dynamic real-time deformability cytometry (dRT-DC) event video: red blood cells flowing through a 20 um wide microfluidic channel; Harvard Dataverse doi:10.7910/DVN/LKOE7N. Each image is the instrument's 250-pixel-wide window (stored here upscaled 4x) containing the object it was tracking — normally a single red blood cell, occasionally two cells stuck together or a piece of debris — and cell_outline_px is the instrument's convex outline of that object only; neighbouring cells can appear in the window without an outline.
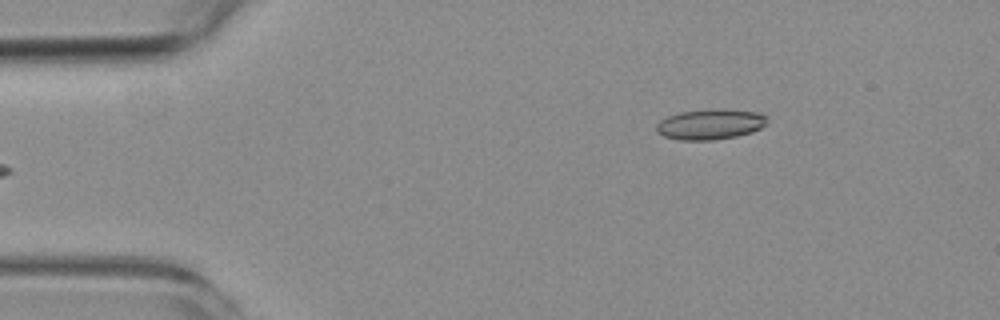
{"species": "common noctule bat (a hibernating species)", "species_latin": "Nyctalus noctula", "temperature_condition": "room temperature", "stored_images_in_passage": 6, "camera_frame_rate_fps": 3000, "um_per_image_px": 0.085, "animal": {"sex": "female", "body_mass_g": 19.3, "forearm_length_mm": 54.1}, "frame": {"image": 1, "passage_image": 6, "time_ms": 5.667, "image_size_px": [1000, 320], "cell_outline_px": [[768, 120], [760, 128], [752, 132], [736, 136], [712, 140], [680, 140], [664, 136], [656, 132], [656, 124], [660, 120], [668, 116], [680, 112], [720, 108], [760, 112], [768, 116]], "centroid_in_image_um": [60.38, 10.55], "position_along_channel_um": 24.6, "area_um2": 19.77}}